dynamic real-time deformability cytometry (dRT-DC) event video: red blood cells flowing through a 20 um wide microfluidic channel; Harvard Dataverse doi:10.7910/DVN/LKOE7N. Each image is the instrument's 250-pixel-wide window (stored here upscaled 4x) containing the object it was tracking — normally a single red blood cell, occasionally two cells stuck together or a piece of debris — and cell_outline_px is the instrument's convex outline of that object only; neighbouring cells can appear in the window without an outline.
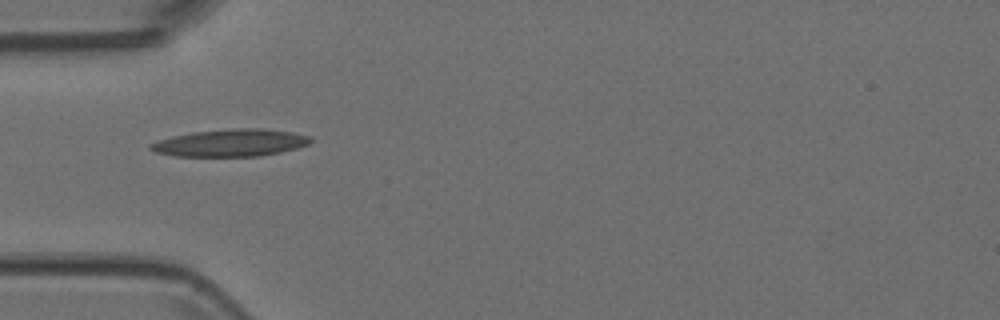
{"species": "Egyptian fruit bat (a non-hibernating species)", "species_latin": "Rousettus aegyptiacus", "temperature_condition": "room temperature", "stored_images_in_passage": 9, "camera_frame_rate_fps": 3000, "um_per_image_px": 0.085, "animal": {"sex": "female"}, "frame": {"image": 1, "passage_image": 3, "time_ms": 0.667, "image_size_px": [1000, 320], "cell_outline_px": [[312, 140], [308, 144], [296, 148], [280, 152], [260, 156], [176, 156], [156, 152], [148, 148], [148, 144], [172, 136], [192, 132], [240, 128], [264, 128], [292, 132], [312, 136]], "centroid_in_image_um": [19.62, 12.14], "position_along_channel_um": 65.4, "area_um2": 25.37}}
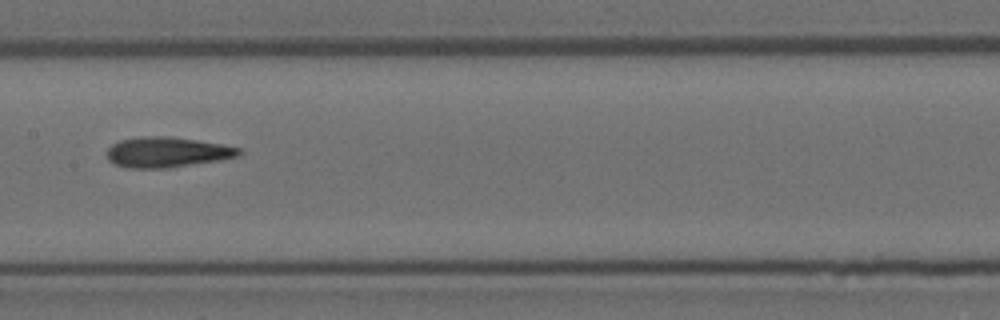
{"frame": {"image": 2, "passage_image": 6, "time_ms": 1.667, "image_size_px": [1000, 320], "cell_outline_px": [[244, 152], [236, 156], [220, 160], [168, 168], [128, 168], [116, 164], [108, 160], [108, 148], [112, 144], [120, 140], [144, 136], [172, 136], [220, 144], [240, 148]], "centroid_in_image_um": [14.2, 12.93], "position_along_channel_um": 193.2, "area_um2": 23.24}}
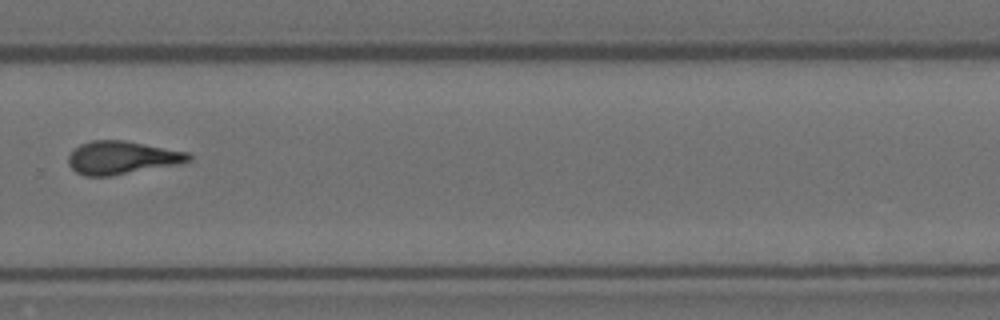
{"frame": {"image": 3, "passage_image": 9, "time_ms": 2.667, "image_size_px": [1000, 320], "cell_outline_px": [[192, 160], [180, 164], [112, 176], [84, 176], [76, 172], [68, 164], [68, 156], [80, 144], [92, 140], [124, 140], [188, 152], [192, 156]], "centroid_in_image_um": [10.38, 13.41], "position_along_channel_um": 319.4, "area_um2": 23.29}}